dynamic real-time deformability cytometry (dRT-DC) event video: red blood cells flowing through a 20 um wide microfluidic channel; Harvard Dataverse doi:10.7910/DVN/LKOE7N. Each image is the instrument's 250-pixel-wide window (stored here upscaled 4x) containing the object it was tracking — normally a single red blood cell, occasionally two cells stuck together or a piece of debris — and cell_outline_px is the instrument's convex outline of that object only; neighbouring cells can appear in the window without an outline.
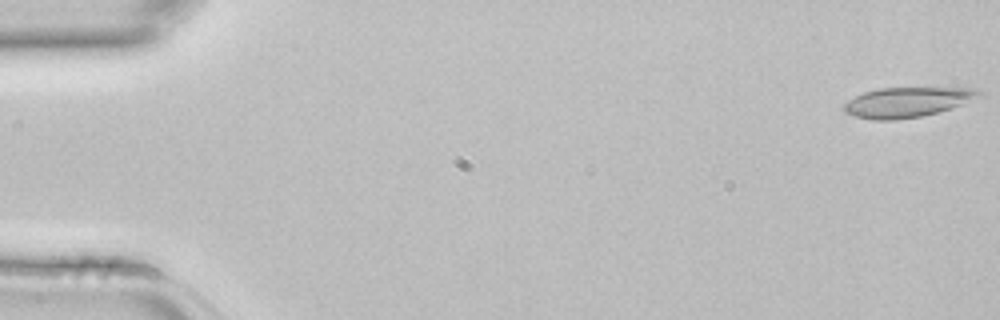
{"species": "common noctule bat (a hibernating species)", "species_latin": "Nyctalus noctula", "temperature_condition": "room temperature", "stored_images_in_passage": 5, "segment_of_instrument_passage": [1, 2], "camera_frame_rate_fps": 3000, "um_per_image_px": 0.085, "animal": {"sex": "female", "body_mass_g": 22.7, "forearm_length_mm": 54.2}, "frame": {"image": 1, "passage_image": 1, "time_ms": 0.0, "image_size_px": [1000, 320], "cell_outline_px": [[984, 96], [952, 108], [920, 116], [896, 120], [872, 120], [852, 116], [844, 112], [844, 104], [848, 100], [864, 92], [880, 88], [976, 88], [984, 92]], "centroid_in_image_um": [77.14, 8.68], "position_along_channel_um": 7.9, "area_um2": 23.7}}
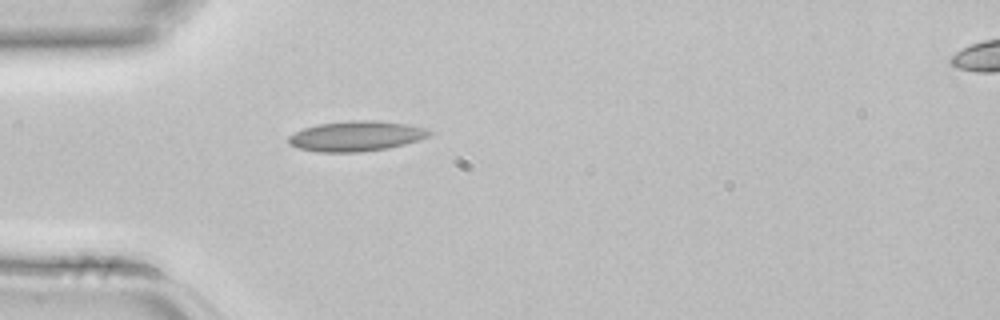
{"frame": {"image": 2, "passage_image": 4, "time_ms": 1.0, "image_size_px": [1000, 320], "cell_outline_px": [[432, 132], [428, 136], [404, 144], [388, 148], [360, 152], [316, 152], [300, 148], [288, 144], [288, 136], [304, 128], [316, 124], [352, 120], [372, 120], [408, 124], [424, 128]], "centroid_in_image_um": [30.23, 11.57], "position_along_channel_um": 54.8, "area_um2": 24.62}}